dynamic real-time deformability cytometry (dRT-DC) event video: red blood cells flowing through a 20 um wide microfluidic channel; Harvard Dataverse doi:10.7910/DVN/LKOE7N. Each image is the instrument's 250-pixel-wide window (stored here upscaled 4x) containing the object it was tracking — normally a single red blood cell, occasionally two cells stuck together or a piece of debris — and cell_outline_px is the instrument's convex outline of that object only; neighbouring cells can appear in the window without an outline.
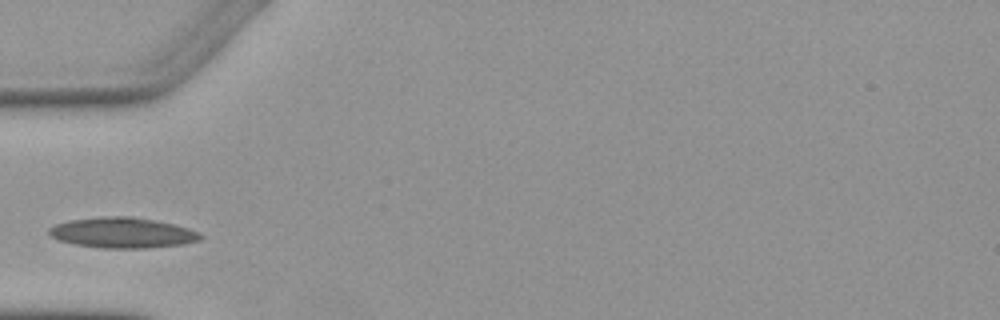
{"species": "Egyptian fruit bat (a non-hibernating species)", "species_latin": "Rousettus aegyptiacus", "temperature_condition": "warm", "stored_images_in_passage": 2, "camera_frame_rate_fps": 3000, "um_per_image_px": 0.085, "animal": {"sex": "female"}, "frame": {"image": 1, "passage_image": 2, "time_ms": 1.333, "image_size_px": [1000, 320], "cell_outline_px": [[204, 236], [200, 240], [184, 244], [148, 248], [100, 248], [72, 244], [56, 240], [48, 232], [48, 228], [56, 224], [68, 220], [100, 216], [132, 216], [156, 220], [188, 228], [200, 232]], "centroid_in_image_um": [10.4, 19.78], "position_along_channel_um": 74.6, "area_um2": 27.28}}